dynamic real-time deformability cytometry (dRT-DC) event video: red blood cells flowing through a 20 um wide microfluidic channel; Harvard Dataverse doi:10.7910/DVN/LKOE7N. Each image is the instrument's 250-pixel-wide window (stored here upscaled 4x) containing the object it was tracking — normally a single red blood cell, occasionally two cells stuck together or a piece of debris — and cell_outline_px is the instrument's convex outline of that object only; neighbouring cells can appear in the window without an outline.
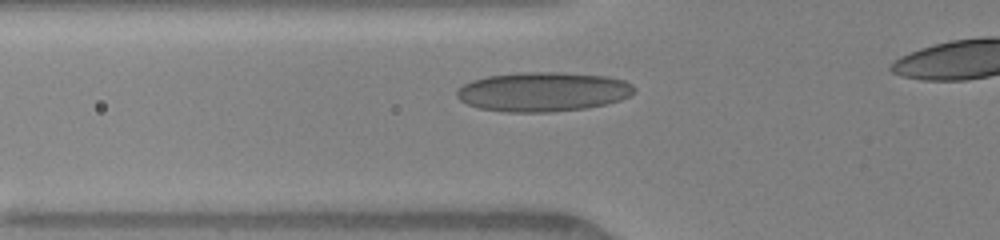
{"species": "human", "species_latin": "Homo sapiens", "temperature_condition": "warm", "stored_images_in_passage": 6, "segment_of_instrument_passage": [1, 2], "camera_frame_rate_fps": 3000, "um_per_image_px": 0.085, "donor": {"sex": "female"}, "frame": {"image": 1, "passage_image": 4, "time_ms": 2.0, "image_size_px": [1000, 240], "cell_outline_px": [[636, 88], [628, 96], [620, 100], [588, 108], [552, 112], [504, 112], [480, 108], [468, 104], [460, 100], [456, 96], [456, 92], [464, 84], [472, 80], [488, 76], [524, 72], [560, 72], [604, 76], [624, 80], [632, 84]], "centroid_in_image_um": [46.15, 7.8], "position_along_channel_um": 79.7, "area_um2": 40.63}}